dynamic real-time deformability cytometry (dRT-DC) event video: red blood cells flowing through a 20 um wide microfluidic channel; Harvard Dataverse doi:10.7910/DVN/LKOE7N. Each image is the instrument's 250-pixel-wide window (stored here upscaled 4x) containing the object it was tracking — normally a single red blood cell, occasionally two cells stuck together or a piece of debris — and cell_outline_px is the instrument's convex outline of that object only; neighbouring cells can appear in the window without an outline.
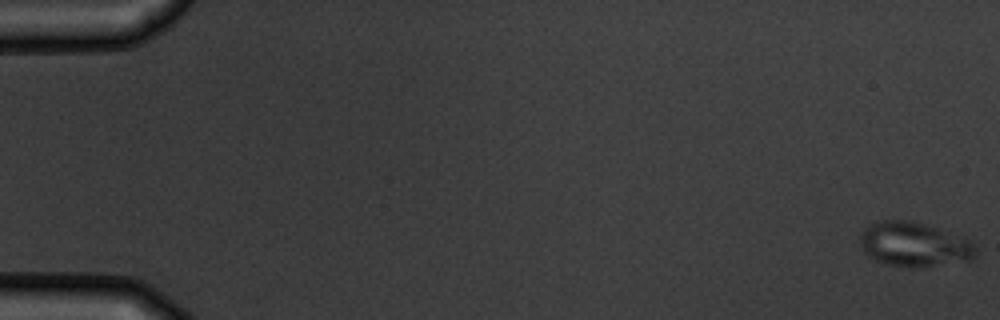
{"species": "common noctule bat (a hibernating species)", "species_latin": "Nyctalus noctula", "temperature_condition": "warm", "stored_images_in_passage": 7, "camera_frame_rate_fps": 3000, "um_per_image_px": 0.085, "animal": {"sex": "male", "body_mass_g": 19.5, "forearm_length_mm": 54.6}, "frame": {"image": 1, "passage_image": 1, "time_ms": 0.0, "image_size_px": [1000, 320], "cell_outline_px": [[976, 252], [972, 260], [912, 268], [888, 264], [876, 260], [868, 256], [864, 252], [860, 244], [860, 232], [864, 228], [872, 224], [884, 220], [912, 220], [964, 236], [976, 248]], "centroid_in_image_um": [77.7, 20.77], "position_along_channel_um": 7.3, "area_um2": 30.0}}